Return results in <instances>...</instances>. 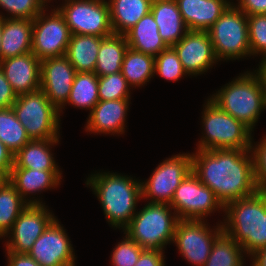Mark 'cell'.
<instances>
[{"mask_svg": "<svg viewBox=\"0 0 266 266\" xmlns=\"http://www.w3.org/2000/svg\"><path fill=\"white\" fill-rule=\"evenodd\" d=\"M192 152V172L223 206L259 191L251 149H210Z\"/></svg>", "mask_w": 266, "mask_h": 266, "instance_id": "1", "label": "cell"}, {"mask_svg": "<svg viewBox=\"0 0 266 266\" xmlns=\"http://www.w3.org/2000/svg\"><path fill=\"white\" fill-rule=\"evenodd\" d=\"M96 172L87 177L85 184L97 196L110 227L123 231L142 199L141 180L112 171Z\"/></svg>", "mask_w": 266, "mask_h": 266, "instance_id": "2", "label": "cell"}, {"mask_svg": "<svg viewBox=\"0 0 266 266\" xmlns=\"http://www.w3.org/2000/svg\"><path fill=\"white\" fill-rule=\"evenodd\" d=\"M223 213V232L242 246L246 256L266 247V193L232 201Z\"/></svg>", "mask_w": 266, "mask_h": 266, "instance_id": "3", "label": "cell"}, {"mask_svg": "<svg viewBox=\"0 0 266 266\" xmlns=\"http://www.w3.org/2000/svg\"><path fill=\"white\" fill-rule=\"evenodd\" d=\"M219 89L208 98L253 132L266 110L264 84L258 71L247 70Z\"/></svg>", "mask_w": 266, "mask_h": 266, "instance_id": "4", "label": "cell"}, {"mask_svg": "<svg viewBox=\"0 0 266 266\" xmlns=\"http://www.w3.org/2000/svg\"><path fill=\"white\" fill-rule=\"evenodd\" d=\"M179 220L169 204L147 202L123 232L143 249L165 251L167 245L173 244Z\"/></svg>", "mask_w": 266, "mask_h": 266, "instance_id": "5", "label": "cell"}, {"mask_svg": "<svg viewBox=\"0 0 266 266\" xmlns=\"http://www.w3.org/2000/svg\"><path fill=\"white\" fill-rule=\"evenodd\" d=\"M202 136L197 150L251 149L252 131L242 122L221 110L209 98L202 109Z\"/></svg>", "mask_w": 266, "mask_h": 266, "instance_id": "6", "label": "cell"}, {"mask_svg": "<svg viewBox=\"0 0 266 266\" xmlns=\"http://www.w3.org/2000/svg\"><path fill=\"white\" fill-rule=\"evenodd\" d=\"M12 109L31 140H59L60 111L41 89L17 95Z\"/></svg>", "mask_w": 266, "mask_h": 266, "instance_id": "7", "label": "cell"}, {"mask_svg": "<svg viewBox=\"0 0 266 266\" xmlns=\"http://www.w3.org/2000/svg\"><path fill=\"white\" fill-rule=\"evenodd\" d=\"M207 32L219 62L251 58L247 15L233 3Z\"/></svg>", "mask_w": 266, "mask_h": 266, "instance_id": "8", "label": "cell"}, {"mask_svg": "<svg viewBox=\"0 0 266 266\" xmlns=\"http://www.w3.org/2000/svg\"><path fill=\"white\" fill-rule=\"evenodd\" d=\"M60 5L57 8L65 17L71 35L113 34L107 0H64Z\"/></svg>", "mask_w": 266, "mask_h": 266, "instance_id": "9", "label": "cell"}, {"mask_svg": "<svg viewBox=\"0 0 266 266\" xmlns=\"http://www.w3.org/2000/svg\"><path fill=\"white\" fill-rule=\"evenodd\" d=\"M169 205L180 220H208L212 213L224 211L215 193L193 172L182 180Z\"/></svg>", "mask_w": 266, "mask_h": 266, "instance_id": "10", "label": "cell"}, {"mask_svg": "<svg viewBox=\"0 0 266 266\" xmlns=\"http://www.w3.org/2000/svg\"><path fill=\"white\" fill-rule=\"evenodd\" d=\"M191 172L192 153L169 156L158 164L148 179L141 181L142 199L170 204L175 190Z\"/></svg>", "mask_w": 266, "mask_h": 266, "instance_id": "11", "label": "cell"}, {"mask_svg": "<svg viewBox=\"0 0 266 266\" xmlns=\"http://www.w3.org/2000/svg\"><path fill=\"white\" fill-rule=\"evenodd\" d=\"M52 7L33 19L32 53L39 60L65 55L71 37L65 17L57 7Z\"/></svg>", "mask_w": 266, "mask_h": 266, "instance_id": "12", "label": "cell"}, {"mask_svg": "<svg viewBox=\"0 0 266 266\" xmlns=\"http://www.w3.org/2000/svg\"><path fill=\"white\" fill-rule=\"evenodd\" d=\"M207 220H179L173 243L179 254L193 266H203L215 239L223 232L222 224L210 227ZM212 228V229H211Z\"/></svg>", "mask_w": 266, "mask_h": 266, "instance_id": "13", "label": "cell"}, {"mask_svg": "<svg viewBox=\"0 0 266 266\" xmlns=\"http://www.w3.org/2000/svg\"><path fill=\"white\" fill-rule=\"evenodd\" d=\"M55 218L54 213L45 204H28L15 220L10 232L4 237L5 251L28 253Z\"/></svg>", "mask_w": 266, "mask_h": 266, "instance_id": "14", "label": "cell"}, {"mask_svg": "<svg viewBox=\"0 0 266 266\" xmlns=\"http://www.w3.org/2000/svg\"><path fill=\"white\" fill-rule=\"evenodd\" d=\"M62 225L55 218L28 252L41 266H76L72 242Z\"/></svg>", "mask_w": 266, "mask_h": 266, "instance_id": "15", "label": "cell"}, {"mask_svg": "<svg viewBox=\"0 0 266 266\" xmlns=\"http://www.w3.org/2000/svg\"><path fill=\"white\" fill-rule=\"evenodd\" d=\"M172 48L189 77L206 74L219 62L207 31L188 30Z\"/></svg>", "mask_w": 266, "mask_h": 266, "instance_id": "16", "label": "cell"}, {"mask_svg": "<svg viewBox=\"0 0 266 266\" xmlns=\"http://www.w3.org/2000/svg\"><path fill=\"white\" fill-rule=\"evenodd\" d=\"M76 73L65 55L41 60L40 89L58 110L69 98Z\"/></svg>", "mask_w": 266, "mask_h": 266, "instance_id": "17", "label": "cell"}, {"mask_svg": "<svg viewBox=\"0 0 266 266\" xmlns=\"http://www.w3.org/2000/svg\"><path fill=\"white\" fill-rule=\"evenodd\" d=\"M130 100H99L89 112L85 131L95 135H123L127 127L125 122L130 109Z\"/></svg>", "mask_w": 266, "mask_h": 266, "instance_id": "18", "label": "cell"}, {"mask_svg": "<svg viewBox=\"0 0 266 266\" xmlns=\"http://www.w3.org/2000/svg\"><path fill=\"white\" fill-rule=\"evenodd\" d=\"M62 172L61 170L12 168L9 181L28 204H45L41 197L36 198L35 195L58 188L63 177Z\"/></svg>", "mask_w": 266, "mask_h": 266, "instance_id": "19", "label": "cell"}, {"mask_svg": "<svg viewBox=\"0 0 266 266\" xmlns=\"http://www.w3.org/2000/svg\"><path fill=\"white\" fill-rule=\"evenodd\" d=\"M0 68L17 95L40 89L41 60L32 52L1 60Z\"/></svg>", "mask_w": 266, "mask_h": 266, "instance_id": "20", "label": "cell"}, {"mask_svg": "<svg viewBox=\"0 0 266 266\" xmlns=\"http://www.w3.org/2000/svg\"><path fill=\"white\" fill-rule=\"evenodd\" d=\"M234 0H176L188 30L207 31Z\"/></svg>", "mask_w": 266, "mask_h": 266, "instance_id": "21", "label": "cell"}, {"mask_svg": "<svg viewBox=\"0 0 266 266\" xmlns=\"http://www.w3.org/2000/svg\"><path fill=\"white\" fill-rule=\"evenodd\" d=\"M151 13L159 35L168 47L175 45L188 32L176 0H153Z\"/></svg>", "mask_w": 266, "mask_h": 266, "instance_id": "22", "label": "cell"}, {"mask_svg": "<svg viewBox=\"0 0 266 266\" xmlns=\"http://www.w3.org/2000/svg\"><path fill=\"white\" fill-rule=\"evenodd\" d=\"M32 27L31 19L3 18L2 60L32 52Z\"/></svg>", "mask_w": 266, "mask_h": 266, "instance_id": "23", "label": "cell"}, {"mask_svg": "<svg viewBox=\"0 0 266 266\" xmlns=\"http://www.w3.org/2000/svg\"><path fill=\"white\" fill-rule=\"evenodd\" d=\"M125 37L131 49L154 57L168 48L159 35L158 25L151 11L130 28Z\"/></svg>", "mask_w": 266, "mask_h": 266, "instance_id": "24", "label": "cell"}, {"mask_svg": "<svg viewBox=\"0 0 266 266\" xmlns=\"http://www.w3.org/2000/svg\"><path fill=\"white\" fill-rule=\"evenodd\" d=\"M57 144L59 140H31L14 154L12 168L60 170L51 151Z\"/></svg>", "mask_w": 266, "mask_h": 266, "instance_id": "25", "label": "cell"}, {"mask_svg": "<svg viewBox=\"0 0 266 266\" xmlns=\"http://www.w3.org/2000/svg\"><path fill=\"white\" fill-rule=\"evenodd\" d=\"M113 33L125 34L151 11L153 0H107Z\"/></svg>", "mask_w": 266, "mask_h": 266, "instance_id": "26", "label": "cell"}, {"mask_svg": "<svg viewBox=\"0 0 266 266\" xmlns=\"http://www.w3.org/2000/svg\"><path fill=\"white\" fill-rule=\"evenodd\" d=\"M103 37L73 34L65 53L77 72H94Z\"/></svg>", "mask_w": 266, "mask_h": 266, "instance_id": "27", "label": "cell"}, {"mask_svg": "<svg viewBox=\"0 0 266 266\" xmlns=\"http://www.w3.org/2000/svg\"><path fill=\"white\" fill-rule=\"evenodd\" d=\"M128 47L125 34L113 33L103 37L94 73L101 77L121 72L122 62Z\"/></svg>", "mask_w": 266, "mask_h": 266, "instance_id": "28", "label": "cell"}, {"mask_svg": "<svg viewBox=\"0 0 266 266\" xmlns=\"http://www.w3.org/2000/svg\"><path fill=\"white\" fill-rule=\"evenodd\" d=\"M155 57L128 47L121 66V73L132 87H144L154 74ZM154 76V77H153Z\"/></svg>", "mask_w": 266, "mask_h": 266, "instance_id": "29", "label": "cell"}, {"mask_svg": "<svg viewBox=\"0 0 266 266\" xmlns=\"http://www.w3.org/2000/svg\"><path fill=\"white\" fill-rule=\"evenodd\" d=\"M98 102V76L94 72H77L69 98L59 110L60 116L64 113L63 109L67 104L68 106L91 111Z\"/></svg>", "mask_w": 266, "mask_h": 266, "instance_id": "30", "label": "cell"}, {"mask_svg": "<svg viewBox=\"0 0 266 266\" xmlns=\"http://www.w3.org/2000/svg\"><path fill=\"white\" fill-rule=\"evenodd\" d=\"M246 257L248 256L242 246L222 232L215 239L210 255L203 266H245Z\"/></svg>", "mask_w": 266, "mask_h": 266, "instance_id": "31", "label": "cell"}, {"mask_svg": "<svg viewBox=\"0 0 266 266\" xmlns=\"http://www.w3.org/2000/svg\"><path fill=\"white\" fill-rule=\"evenodd\" d=\"M27 206L28 203L9 180L0 187V240L10 232L15 220Z\"/></svg>", "mask_w": 266, "mask_h": 266, "instance_id": "32", "label": "cell"}, {"mask_svg": "<svg viewBox=\"0 0 266 266\" xmlns=\"http://www.w3.org/2000/svg\"><path fill=\"white\" fill-rule=\"evenodd\" d=\"M0 141L16 154L31 139L11 108H0Z\"/></svg>", "mask_w": 266, "mask_h": 266, "instance_id": "33", "label": "cell"}, {"mask_svg": "<svg viewBox=\"0 0 266 266\" xmlns=\"http://www.w3.org/2000/svg\"><path fill=\"white\" fill-rule=\"evenodd\" d=\"M131 86L121 72L98 77L99 100L131 99Z\"/></svg>", "mask_w": 266, "mask_h": 266, "instance_id": "34", "label": "cell"}, {"mask_svg": "<svg viewBox=\"0 0 266 266\" xmlns=\"http://www.w3.org/2000/svg\"><path fill=\"white\" fill-rule=\"evenodd\" d=\"M154 74L171 82L188 75L172 47H168L155 57Z\"/></svg>", "mask_w": 266, "mask_h": 266, "instance_id": "35", "label": "cell"}, {"mask_svg": "<svg viewBox=\"0 0 266 266\" xmlns=\"http://www.w3.org/2000/svg\"><path fill=\"white\" fill-rule=\"evenodd\" d=\"M251 56L266 61V14L247 16Z\"/></svg>", "mask_w": 266, "mask_h": 266, "instance_id": "36", "label": "cell"}, {"mask_svg": "<svg viewBox=\"0 0 266 266\" xmlns=\"http://www.w3.org/2000/svg\"><path fill=\"white\" fill-rule=\"evenodd\" d=\"M0 8L7 12L3 18H20L33 20L45 8L38 0H0Z\"/></svg>", "mask_w": 266, "mask_h": 266, "instance_id": "37", "label": "cell"}, {"mask_svg": "<svg viewBox=\"0 0 266 266\" xmlns=\"http://www.w3.org/2000/svg\"><path fill=\"white\" fill-rule=\"evenodd\" d=\"M123 234L124 238L114 246L111 252L110 262L112 266H134L144 250L125 232Z\"/></svg>", "mask_w": 266, "mask_h": 266, "instance_id": "38", "label": "cell"}, {"mask_svg": "<svg viewBox=\"0 0 266 266\" xmlns=\"http://www.w3.org/2000/svg\"><path fill=\"white\" fill-rule=\"evenodd\" d=\"M251 151L259 191L266 193V135L260 138L259 142H254L252 137Z\"/></svg>", "mask_w": 266, "mask_h": 266, "instance_id": "39", "label": "cell"}, {"mask_svg": "<svg viewBox=\"0 0 266 266\" xmlns=\"http://www.w3.org/2000/svg\"><path fill=\"white\" fill-rule=\"evenodd\" d=\"M164 251L144 249L134 266H166Z\"/></svg>", "mask_w": 266, "mask_h": 266, "instance_id": "40", "label": "cell"}, {"mask_svg": "<svg viewBox=\"0 0 266 266\" xmlns=\"http://www.w3.org/2000/svg\"><path fill=\"white\" fill-rule=\"evenodd\" d=\"M16 99L17 94L13 91V88L0 68V108H11Z\"/></svg>", "mask_w": 266, "mask_h": 266, "instance_id": "41", "label": "cell"}, {"mask_svg": "<svg viewBox=\"0 0 266 266\" xmlns=\"http://www.w3.org/2000/svg\"><path fill=\"white\" fill-rule=\"evenodd\" d=\"M232 2L247 16L266 14V0H236Z\"/></svg>", "mask_w": 266, "mask_h": 266, "instance_id": "42", "label": "cell"}, {"mask_svg": "<svg viewBox=\"0 0 266 266\" xmlns=\"http://www.w3.org/2000/svg\"><path fill=\"white\" fill-rule=\"evenodd\" d=\"M7 265L6 266H41L28 253L6 252Z\"/></svg>", "mask_w": 266, "mask_h": 266, "instance_id": "43", "label": "cell"}, {"mask_svg": "<svg viewBox=\"0 0 266 266\" xmlns=\"http://www.w3.org/2000/svg\"><path fill=\"white\" fill-rule=\"evenodd\" d=\"M14 165V154L0 141V167L9 175Z\"/></svg>", "mask_w": 266, "mask_h": 266, "instance_id": "44", "label": "cell"}, {"mask_svg": "<svg viewBox=\"0 0 266 266\" xmlns=\"http://www.w3.org/2000/svg\"><path fill=\"white\" fill-rule=\"evenodd\" d=\"M250 266H266V247L261 248L249 256Z\"/></svg>", "mask_w": 266, "mask_h": 266, "instance_id": "45", "label": "cell"}, {"mask_svg": "<svg viewBox=\"0 0 266 266\" xmlns=\"http://www.w3.org/2000/svg\"><path fill=\"white\" fill-rule=\"evenodd\" d=\"M258 68L256 69L259 73V75L262 78L264 89H265V103H266V61L265 62H259Z\"/></svg>", "mask_w": 266, "mask_h": 266, "instance_id": "46", "label": "cell"}, {"mask_svg": "<svg viewBox=\"0 0 266 266\" xmlns=\"http://www.w3.org/2000/svg\"><path fill=\"white\" fill-rule=\"evenodd\" d=\"M9 180V175L0 167V187Z\"/></svg>", "mask_w": 266, "mask_h": 266, "instance_id": "47", "label": "cell"}, {"mask_svg": "<svg viewBox=\"0 0 266 266\" xmlns=\"http://www.w3.org/2000/svg\"><path fill=\"white\" fill-rule=\"evenodd\" d=\"M2 31H3V17L0 16V44H1ZM1 60H2V57H1V47H0V62Z\"/></svg>", "mask_w": 266, "mask_h": 266, "instance_id": "48", "label": "cell"}, {"mask_svg": "<svg viewBox=\"0 0 266 266\" xmlns=\"http://www.w3.org/2000/svg\"><path fill=\"white\" fill-rule=\"evenodd\" d=\"M42 5H43V7L44 8H49L50 6H48V5H50V2L52 1V0H38ZM49 3V4H48Z\"/></svg>", "mask_w": 266, "mask_h": 266, "instance_id": "49", "label": "cell"}]
</instances>
